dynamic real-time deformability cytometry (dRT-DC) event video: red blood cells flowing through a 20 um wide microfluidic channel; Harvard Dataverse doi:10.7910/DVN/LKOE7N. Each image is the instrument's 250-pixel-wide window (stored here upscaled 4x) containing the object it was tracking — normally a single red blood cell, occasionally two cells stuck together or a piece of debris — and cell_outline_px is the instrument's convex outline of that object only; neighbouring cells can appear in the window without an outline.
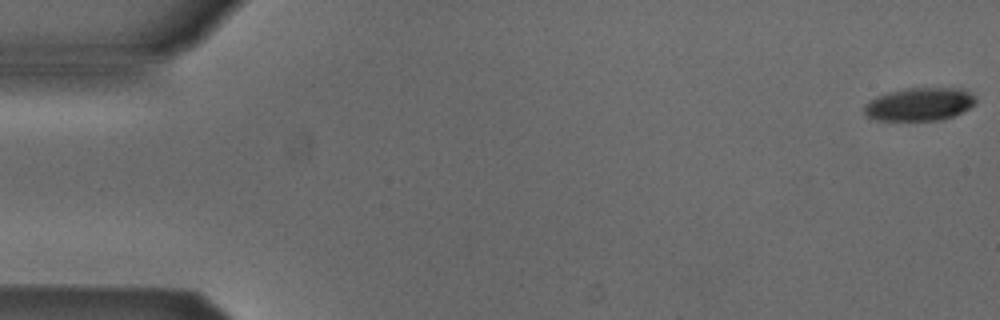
{"species": "Egyptian fruit bat (a non-hibernating species)", "species_latin": "Rousettus aegyptiacus", "temperature_condition": "cold", "stored_images_in_passage": 52, "camera_frame_rate_fps": 3000, "um_per_image_px": 0.085, "animal": {"sex": "male"}, "frame": {"image": 1, "passage_image": 1, "time_ms": 0.0, "image_size_px": [1000, 320], "cell_outline_px": [[976, 104], [944, 120], [880, 120], [868, 116], [864, 112], [864, 104], [868, 100], [876, 96], [888, 92], [908, 88], [960, 88], [976, 96]], "centroid_in_image_um": [78.15, 8.85], "position_along_channel_um": 6.8, "area_um2": 21.44}}
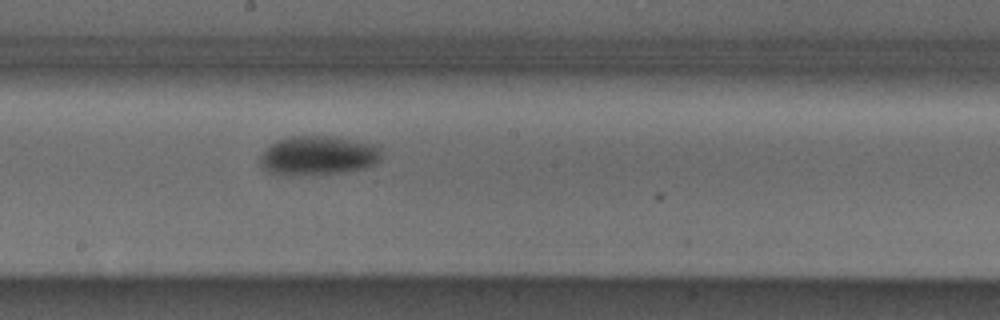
{"frame": {"image": 2, "passage_image": 29, "time_ms": 9.333, "image_size_px": [1000, 320], "cell_outline_px": [[380, 160], [376, 164], [364, 168], [340, 172], [284, 176], [264, 172], [260, 164], [260, 156], [264, 148], [276, 140], [292, 136], [328, 136], [380, 144]], "centroid_in_image_um": [26.99, 13.22], "position_along_channel_um": 221.2, "area_um2": 28.15}}
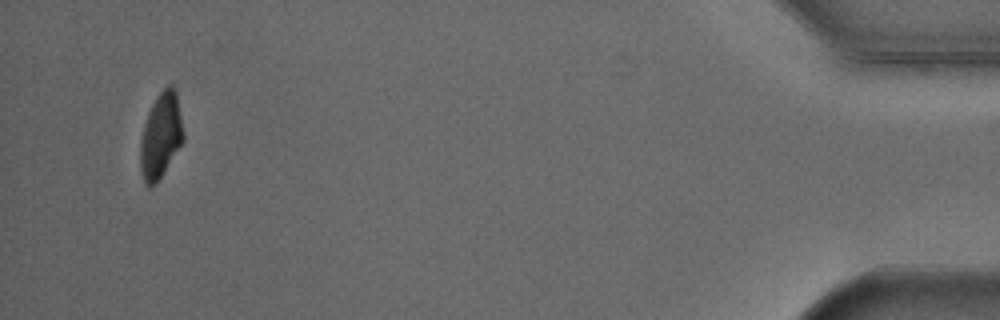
{"frame": {"image": 3, "passage_image": 51, "time_ms": 16.667, "image_size_px": [1000, 320], "cell_outline_px": [[184, 140], [156, 184], [144, 184], [140, 168], [140, 144], [144, 124], [148, 112], [156, 96], [168, 84], [172, 84], [176, 88], [184, 132]], "centroid_in_image_um": [13.68, 11.48], "position_along_channel_um": 421.5, "area_um2": 21.44}, "authors_computed_cell_mechanics": {"area_um2": 24.3916, "velocity_mm_per_s": 3.8886, "shape_relaxation_time_tau1_ms": 2.3784, "shape_relaxation_time_tau2_ms": null, "deformation_change_tau1": 0.0941, "deformation_change_tau2": null}}